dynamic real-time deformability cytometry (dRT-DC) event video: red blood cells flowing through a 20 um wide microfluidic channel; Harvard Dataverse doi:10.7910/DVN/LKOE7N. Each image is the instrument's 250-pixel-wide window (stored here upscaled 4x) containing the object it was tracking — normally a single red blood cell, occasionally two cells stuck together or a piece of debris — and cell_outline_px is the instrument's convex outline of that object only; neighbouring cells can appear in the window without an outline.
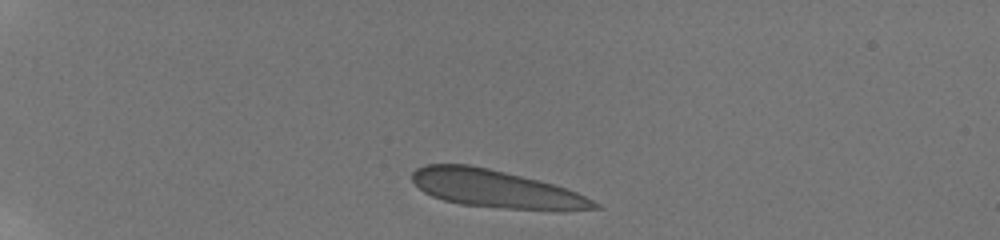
{"species": "human", "species_latin": "Homo sapiens", "temperature_condition": "room temperature", "stored_images_in_passage": 42, "camera_frame_rate_fps": 3000, "um_per_image_px": 0.085, "donor": {"sex": "male"}, "frame": {"image": 1, "passage_image": 1, "time_ms": 0.0, "image_size_px": [1000, 240], "cell_outline_px": [[604, 208], [504, 208], [460, 204], [444, 200], [432, 196], [424, 192], [412, 180], [412, 172], [416, 168], [424, 164], [468, 164], [488, 168], [552, 184], [576, 192], [600, 204]], "centroid_in_image_um": [42.0, 16.01], "position_along_channel_um": 43.0, "area_um2": 38.73}}
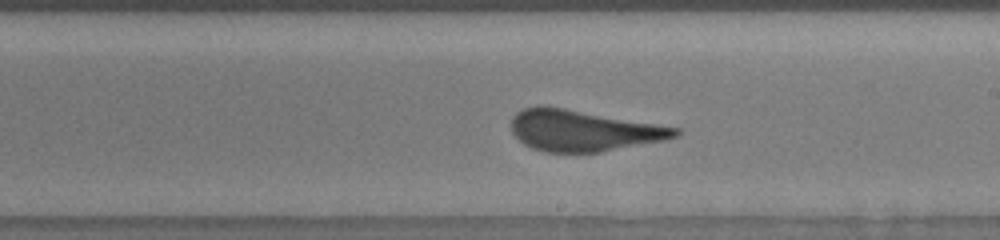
{"frame": {"image": 2, "passage_image": 22, "time_ms": 7.0, "image_size_px": [1000, 240], "cell_outline_px": [[680, 132], [676, 136], [664, 140], [600, 152], [548, 152], [532, 148], [524, 144], [512, 132], [512, 116], [516, 112], [524, 108], [540, 104], [564, 108], [680, 128]], "centroid_in_image_um": [49.53, 11.09], "position_along_channel_um": 239.5, "area_um2": 39.02}}
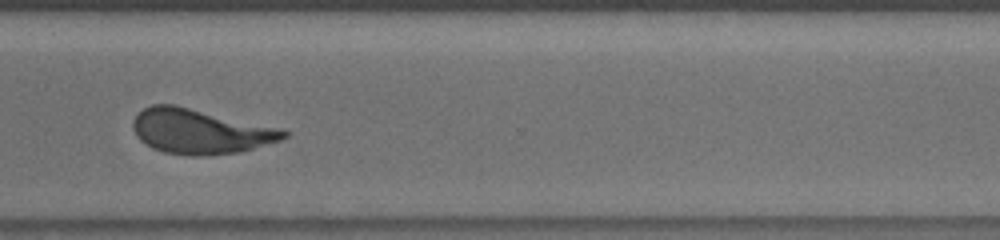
{"frame": {"image": 3, "passage_image": 31, "time_ms": 10.0, "image_size_px": [1000, 240], "cell_outline_px": [[288, 136], [280, 140], [240, 152], [208, 156], [192, 156], [164, 152], [152, 148], [140, 140], [136, 136], [132, 128], [132, 120], [144, 108], [152, 104], [176, 104], [284, 128], [288, 132]], "centroid_in_image_um": [17.03, 11.16], "position_along_channel_um": 353.6, "area_um2": 39.94}}